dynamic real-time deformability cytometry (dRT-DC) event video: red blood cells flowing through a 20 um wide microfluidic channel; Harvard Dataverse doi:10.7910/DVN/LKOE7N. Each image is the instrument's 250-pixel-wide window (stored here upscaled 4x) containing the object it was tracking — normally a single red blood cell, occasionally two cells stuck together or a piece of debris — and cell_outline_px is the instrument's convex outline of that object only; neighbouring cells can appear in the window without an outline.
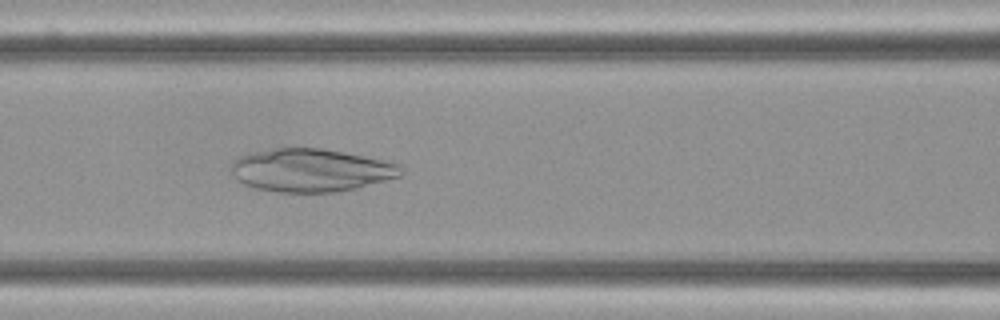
{"species": "Egyptian fruit bat (a non-hibernating species)", "species_latin": "Rousettus aegyptiacus", "temperature_condition": "cold", "stored_images_in_passage": 5, "camera_frame_rate_fps": 3000, "um_per_image_px": 0.085, "frame": {"image": 1, "passage_image": 5, "time_ms": 1.333, "image_size_px": [1000, 320], "cell_outline_px": [[404, 172], [400, 176], [356, 188], [336, 192], [276, 192], [256, 188], [244, 184], [232, 172], [232, 164], [240, 156], [248, 152], [272, 148], [320, 148], [344, 152], [388, 160], [400, 164]], "centroid_in_image_um": [26.47, 14.46], "position_along_channel_um": 140.1, "area_um2": 42.6}}